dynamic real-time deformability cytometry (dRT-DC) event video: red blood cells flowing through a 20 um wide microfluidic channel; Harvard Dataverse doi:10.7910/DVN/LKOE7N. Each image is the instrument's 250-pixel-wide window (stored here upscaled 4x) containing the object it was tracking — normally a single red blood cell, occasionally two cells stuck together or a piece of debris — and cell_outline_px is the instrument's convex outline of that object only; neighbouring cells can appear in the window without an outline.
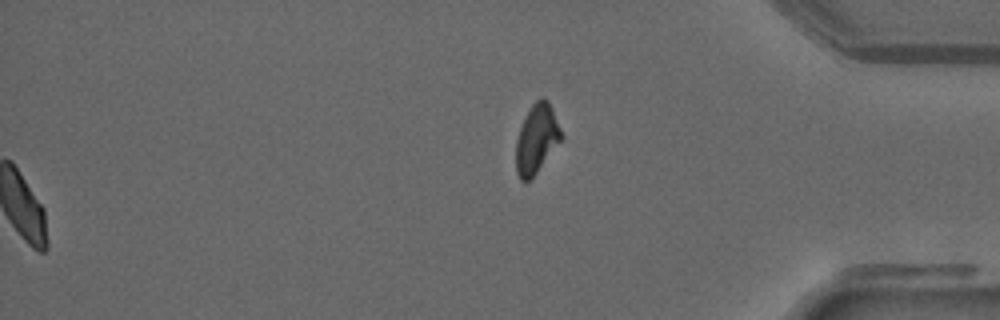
{"species": "common noctule bat (a hibernating species)", "species_latin": "Nyctalus noctula", "temperature_condition": "warm", "stored_images_in_passage": 47, "segment_of_instrument_passage": [2, 2], "camera_frame_rate_fps": 3000, "um_per_image_px": 0.085, "animal": {"sex": "male", "forearm_length_mm": 52.5}, "frame": {"image": 1, "passage_image": 47, "time_ms": 15.333, "image_size_px": [1000, 320], "cell_outline_px": [[564, 136], [536, 172], [528, 180], [520, 180], [516, 172], [516, 140], [520, 128], [532, 104], [540, 96], [544, 96], [548, 100], [552, 108]], "centroid_in_image_um": [45.62, 11.76], "position_along_channel_um": 389.6, "area_um2": 17.92}}